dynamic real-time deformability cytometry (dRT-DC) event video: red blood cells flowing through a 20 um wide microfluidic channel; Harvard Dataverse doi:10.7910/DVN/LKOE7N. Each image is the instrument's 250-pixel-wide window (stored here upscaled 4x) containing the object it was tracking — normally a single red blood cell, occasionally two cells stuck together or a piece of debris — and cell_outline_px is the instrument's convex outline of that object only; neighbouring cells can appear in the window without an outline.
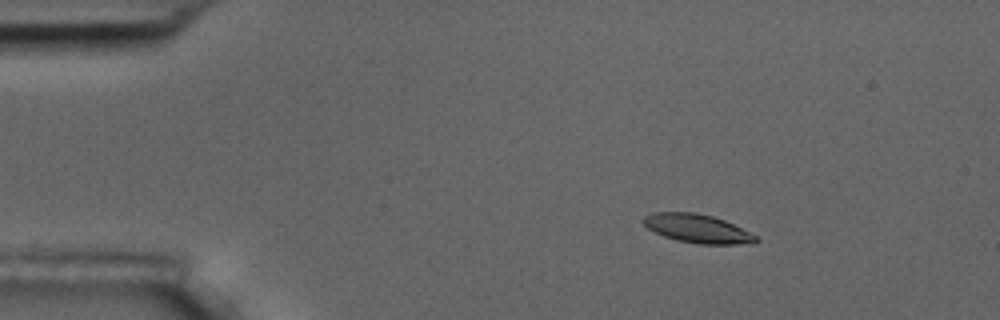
{"species": "common noctule bat (a hibernating species)", "species_latin": "Nyctalus noctula", "temperature_condition": "room temperature", "stored_images_in_passage": 15, "camera_frame_rate_fps": 3000, "um_per_image_px": 0.085, "animal": {"sex": "male", "body_mass_g": 17.5, "forearm_length_mm": 52.3}, "frame": {"image": 1, "passage_image": 3, "time_ms": 2.333, "image_size_px": [1000, 320], "cell_outline_px": [[760, 240], [736, 244], [700, 244], [676, 240], [664, 236], [648, 228], [644, 224], [644, 216], [652, 212], [696, 212], [712, 216], [724, 220], [756, 236]], "centroid_in_image_um": [59.23, 19.41], "position_along_channel_um": 25.8, "area_um2": 18.38}}
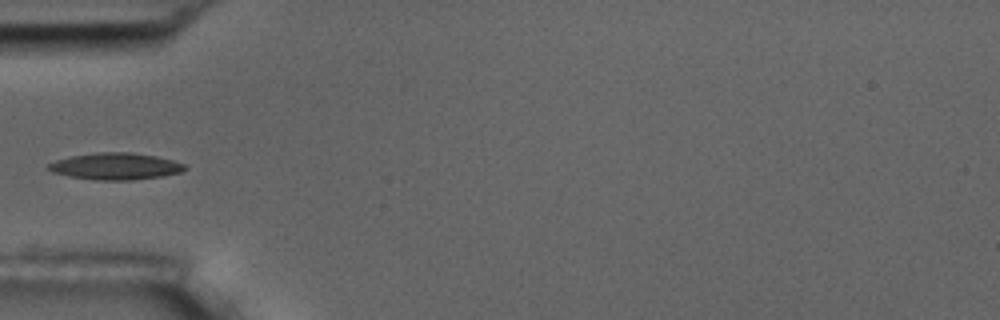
{"frame": {"image": 2, "passage_image": 5, "time_ms": 5.667, "image_size_px": [1000, 320], "cell_outline_px": [[188, 168], [180, 172], [164, 176], [132, 180], [92, 180], [68, 176], [52, 172], [44, 168], [48, 164], [56, 160], [72, 156], [100, 152], [132, 152], [156, 156], [172, 160], [184, 164]], "centroid_in_image_um": [9.8, 14.14], "position_along_channel_um": 75.2, "area_um2": 21.39}}
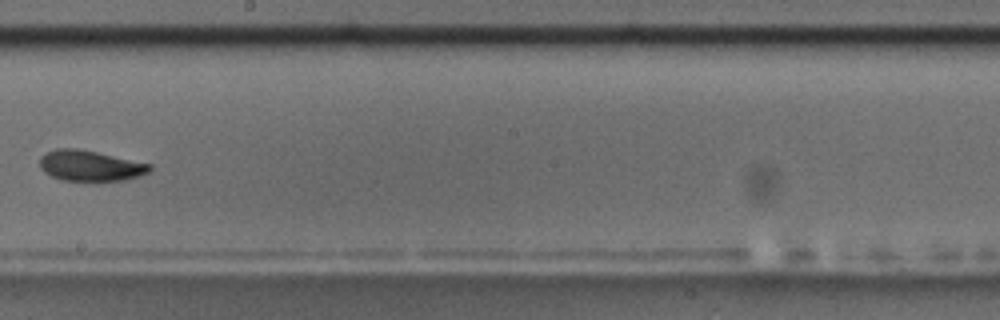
{"frame": {"image": 3, "passage_image": 9, "time_ms": 10.333, "image_size_px": [1000, 320], "cell_outline_px": [[152, 168], [148, 172], [140, 176], [128, 180], [60, 180], [44, 172], [40, 168], [40, 156], [44, 152], [56, 148], [76, 148], [96, 152], [152, 164]], "centroid_in_image_um": [7.65, 14.08], "position_along_channel_um": 240.6, "area_um2": 19.65}, "authors_computed_cell_mechanics": {"area_um2": 19.3052, "velocity_mm_per_s": 3.556, "shape_relaxation_time_tau1_ms": 5.6502, "shape_relaxation_time_tau2_ms": 3.1146, "deformation_change_tau1": 0.1372, "deformation_change_tau2": 0.0867}}